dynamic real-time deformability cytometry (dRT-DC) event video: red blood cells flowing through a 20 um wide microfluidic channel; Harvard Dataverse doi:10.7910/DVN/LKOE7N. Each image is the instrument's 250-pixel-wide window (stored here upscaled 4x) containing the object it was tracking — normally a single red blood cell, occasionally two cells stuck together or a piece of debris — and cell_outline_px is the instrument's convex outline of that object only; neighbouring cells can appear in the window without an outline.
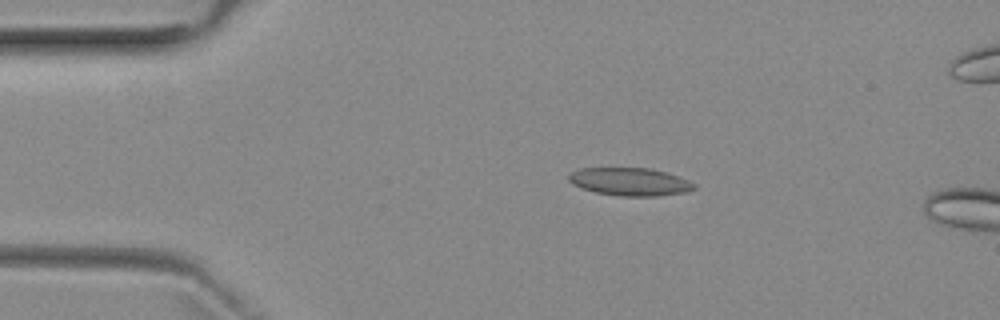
{"species": "common noctule bat (a hibernating species)", "species_latin": "Nyctalus noctula", "temperature_condition": "room temperature", "stored_images_in_passage": 4, "camera_frame_rate_fps": 3000, "um_per_image_px": 0.085, "animal": {"sex": "female", "body_mass_g": 29.2, "forearm_length_mm": 56.3}, "frame": {"image": 1, "passage_image": 2, "time_ms": 1.0, "image_size_px": [1000, 320], "cell_outline_px": [[696, 188], [688, 192], [656, 196], [620, 196], [596, 192], [580, 188], [572, 184], [568, 180], [568, 176], [572, 172], [580, 168], [648, 168], [680, 176], [696, 184]], "centroid_in_image_um": [53.56, 15.45], "position_along_channel_um": 31.4, "area_um2": 20.46}}